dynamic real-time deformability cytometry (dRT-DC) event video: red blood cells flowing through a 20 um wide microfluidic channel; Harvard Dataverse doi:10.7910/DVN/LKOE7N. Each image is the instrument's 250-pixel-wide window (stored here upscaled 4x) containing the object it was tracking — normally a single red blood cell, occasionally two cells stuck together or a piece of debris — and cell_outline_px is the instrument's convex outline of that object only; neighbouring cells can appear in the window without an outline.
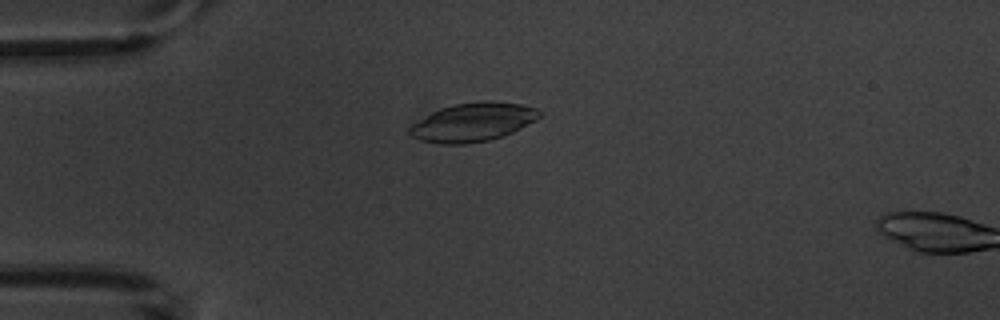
{"species": "common noctule bat (a hibernating species)", "species_latin": "Nyctalus noctula", "temperature_condition": "warm", "stored_images_in_passage": 4, "camera_frame_rate_fps": 3000, "um_per_image_px": 0.085, "animal": {"sex": "male", "body_mass_g": 20.1, "forearm_length_mm": 53.5}, "frame": {"image": 1, "passage_image": 3, "time_ms": 3.333, "image_size_px": [1000, 320], "cell_outline_px": [[540, 116], [536, 120], [512, 132], [488, 140], [464, 144], [440, 144], [420, 140], [412, 136], [408, 132], [408, 128], [412, 124], [432, 112], [440, 108], [456, 104], [480, 100], [492, 100], [520, 104], [536, 108], [540, 112]], "centroid_in_image_um": [40.18, 10.37], "position_along_channel_um": 44.8, "area_um2": 29.07}}